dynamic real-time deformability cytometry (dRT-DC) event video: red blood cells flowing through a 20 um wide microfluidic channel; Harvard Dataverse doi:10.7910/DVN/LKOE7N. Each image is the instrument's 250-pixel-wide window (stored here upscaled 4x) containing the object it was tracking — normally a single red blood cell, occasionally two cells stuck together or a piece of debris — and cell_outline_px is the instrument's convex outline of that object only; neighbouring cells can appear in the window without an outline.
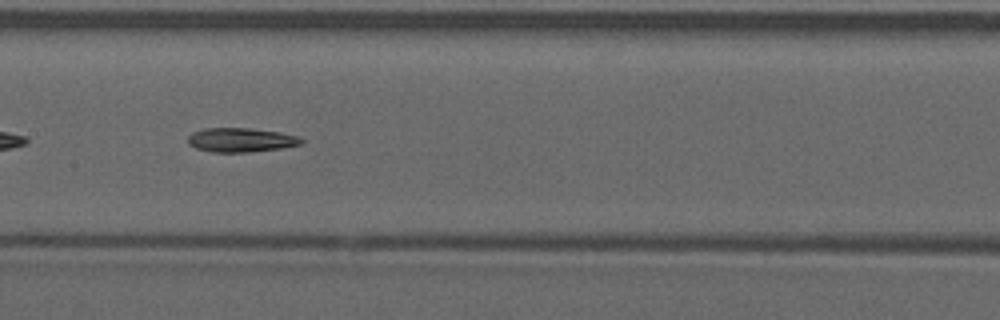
{"species": "common noctule bat (a hibernating species)", "species_latin": "Nyctalus noctula", "temperature_condition": "warm", "stored_images_in_passage": 38, "camera_frame_rate_fps": 3000, "um_per_image_px": 0.085, "animal": {"sex": "male", "forearm_length_mm": 52.5}, "frame": {"image": 1, "passage_image": 12, "time_ms": 3.667, "image_size_px": [1000, 320], "cell_outline_px": [[304, 140], [300, 144], [280, 148], [248, 152], [212, 152], [196, 148], [188, 144], [188, 136], [192, 132], [204, 128], [248, 128], [280, 132], [296, 136]], "centroid_in_image_um": [20.42, 11.89], "position_along_channel_um": 187.0, "area_um2": 15.84}}